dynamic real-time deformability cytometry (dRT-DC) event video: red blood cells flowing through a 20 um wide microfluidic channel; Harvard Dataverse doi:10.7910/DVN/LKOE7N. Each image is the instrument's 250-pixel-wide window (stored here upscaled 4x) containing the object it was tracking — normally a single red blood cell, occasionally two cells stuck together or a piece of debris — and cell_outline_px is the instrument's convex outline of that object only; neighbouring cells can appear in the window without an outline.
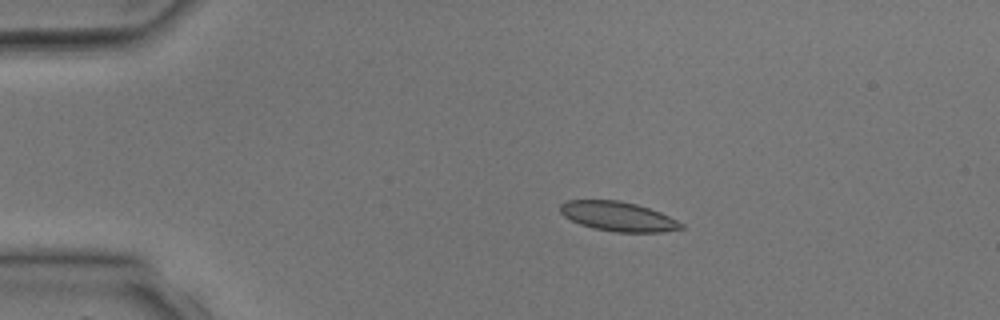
{"species": "common noctule bat (a hibernating species)", "species_latin": "Nyctalus noctula", "temperature_condition": "room temperature", "stored_images_in_passage": 5, "camera_frame_rate_fps": 3000, "um_per_image_px": 0.085, "animal": {"sex": "male", "body_mass_g": 17.9, "forearm_length_mm": 54.2}, "frame": {"image": 1, "passage_image": 3, "time_ms": 2.667, "image_size_px": [1000, 320], "cell_outline_px": [[684, 228], [660, 232], [616, 232], [596, 228], [580, 224], [564, 216], [560, 212], [560, 204], [568, 200], [620, 200], [636, 204], [660, 212], [684, 224]], "centroid_in_image_um": [52.53, 18.39], "position_along_channel_um": 32.5, "area_um2": 20.58}}